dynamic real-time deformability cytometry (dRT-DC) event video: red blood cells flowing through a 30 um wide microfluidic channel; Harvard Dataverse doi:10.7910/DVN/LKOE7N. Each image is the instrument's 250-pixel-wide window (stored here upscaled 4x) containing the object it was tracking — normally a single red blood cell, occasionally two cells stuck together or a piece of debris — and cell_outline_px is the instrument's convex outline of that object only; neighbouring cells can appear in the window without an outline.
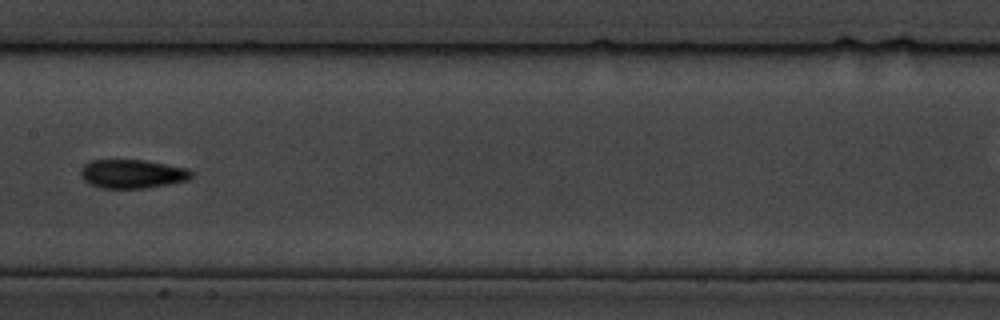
{"species": "common noctule bat (a hibernating species)", "species_latin": "Nyctalus noctula", "temperature_condition": "cold", "stored_images_in_passage": 11, "segment_of_instrument_passage": [1, 2], "camera_frame_rate_fps": 3000, "um_per_image_px": 0.085, "animal": {"sex": "male", "body_mass_g": 19.5, "forearm_length_mm": 54.6}, "frame": {"image": 1, "passage_image": 7, "time_ms": 7.0, "image_size_px": [1000, 320], "cell_outline_px": [[192, 176], [188, 180], [148, 188], [100, 188], [88, 184], [80, 176], [80, 168], [84, 164], [92, 160], [144, 160], [188, 168], [192, 172]], "centroid_in_image_um": [11.21, 14.78], "position_along_channel_um": 196.2, "area_um2": 18.73}}
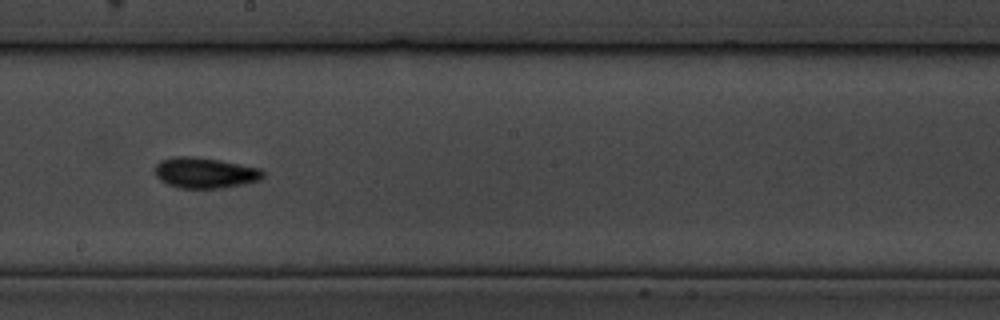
{"frame": {"image": 2, "passage_image": 8, "time_ms": 8.0, "image_size_px": [1000, 320], "cell_outline_px": [[264, 176], [260, 180], [244, 184], [224, 188], [180, 188], [168, 184], [160, 180], [156, 176], [156, 164], [160, 160], [172, 156], [192, 156], [220, 160], [260, 168], [264, 172]], "centroid_in_image_um": [17.43, 14.68], "position_along_channel_um": 230.8, "area_um2": 19.42}}
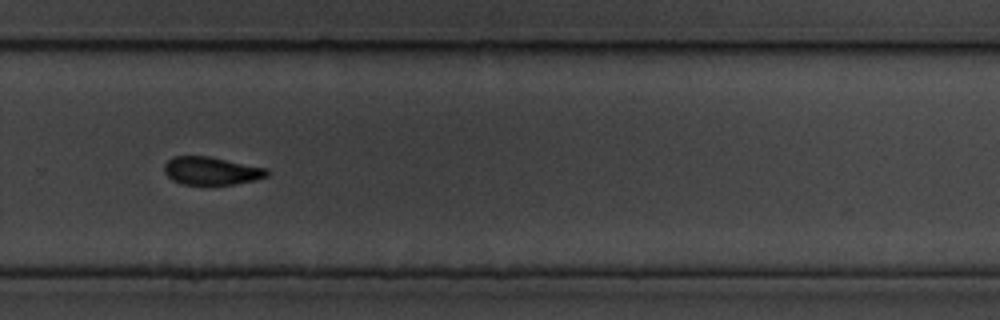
{"frame": {"image": 3, "passage_image": 10, "time_ms": 10.333, "image_size_px": [1000, 320], "cell_outline_px": [[268, 176], [256, 180], [232, 184], [184, 184], [172, 180], [164, 172], [164, 164], [172, 156], [208, 156], [268, 168]], "centroid_in_image_um": [17.96, 14.51], "position_along_channel_um": 311.8, "area_um2": 16.7}}